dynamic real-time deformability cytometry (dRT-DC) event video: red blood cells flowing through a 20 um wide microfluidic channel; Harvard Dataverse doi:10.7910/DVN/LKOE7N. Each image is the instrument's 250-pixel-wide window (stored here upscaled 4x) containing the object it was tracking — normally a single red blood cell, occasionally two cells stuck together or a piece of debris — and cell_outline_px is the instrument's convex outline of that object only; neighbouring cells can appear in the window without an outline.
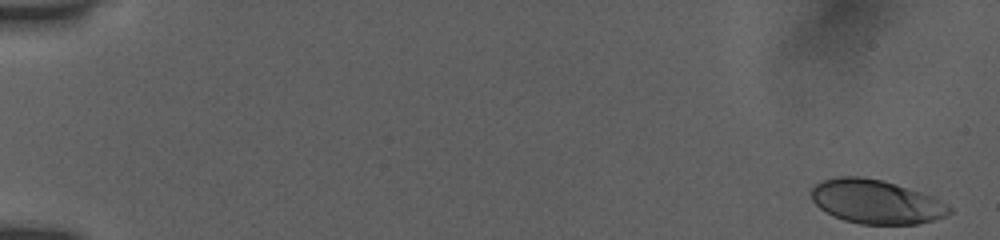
{"species": "human", "species_latin": "Homo sapiens", "temperature_condition": "room temperature", "stored_images_in_passage": 41, "camera_frame_rate_fps": 3000, "um_per_image_px": 0.085, "donor": {"sex": "female"}, "frame": {"image": 1, "passage_image": 1, "time_ms": 0.0, "image_size_px": [1000, 240], "cell_outline_px": [[952, 212], [944, 216], [932, 220], [916, 224], [860, 224], [844, 220], [820, 208], [812, 200], [812, 188], [816, 184], [824, 180], [840, 176], [860, 176], [880, 180], [896, 184], [932, 196], [952, 208]], "centroid_in_image_um": [74.47, 17.15], "position_along_channel_um": 10.5, "area_um2": 34.85}}
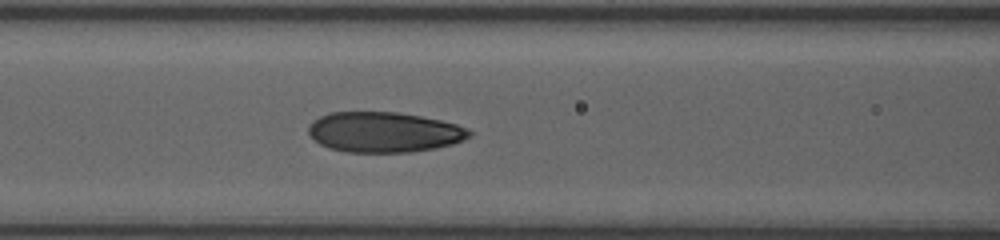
{"frame": {"image": 2, "passage_image": 24, "time_ms": 7.667, "image_size_px": [1000, 240], "cell_outline_px": [[472, 136], [464, 140], [452, 144], [436, 148], [412, 152], [348, 152], [328, 148], [320, 144], [308, 132], [308, 128], [312, 120], [320, 116], [332, 112], [400, 112], [440, 120], [456, 124], [468, 128], [472, 132]], "centroid_in_image_um": [32.67, 11.23], "position_along_channel_um": 133.9, "area_um2": 37.92}}
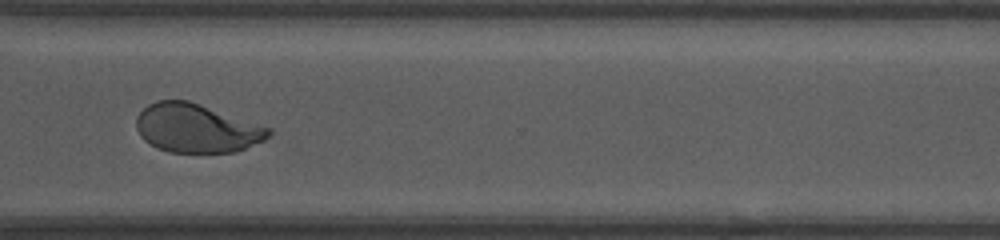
{"frame": {"image": 3, "passage_image": 41, "time_ms": 13.333, "image_size_px": [1000, 240], "cell_outline_px": [[272, 132], [264, 140], [236, 152], [168, 152], [156, 148], [144, 140], [140, 136], [136, 128], [136, 116], [148, 104], [156, 100], [188, 100], [272, 128]], "centroid_in_image_um": [16.68, 10.9], "position_along_channel_um": 353.9, "area_um2": 37.63}}